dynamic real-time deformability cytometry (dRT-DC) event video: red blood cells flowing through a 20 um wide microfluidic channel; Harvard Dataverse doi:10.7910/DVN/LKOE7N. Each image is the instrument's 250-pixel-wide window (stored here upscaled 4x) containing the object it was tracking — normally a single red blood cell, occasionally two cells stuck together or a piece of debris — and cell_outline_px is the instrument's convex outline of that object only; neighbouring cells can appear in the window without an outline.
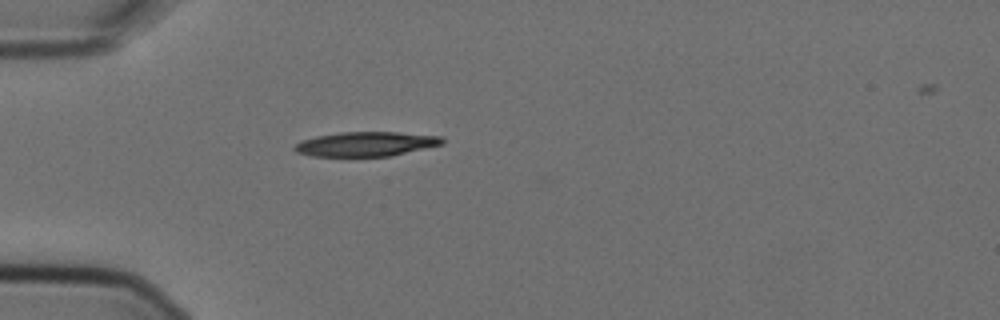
{"species": "Egyptian fruit bat (a non-hibernating species)", "species_latin": "Rousettus aegyptiacus", "temperature_condition": "cold", "stored_images_in_passage": 1, "camera_frame_rate_fps": 3000, "um_per_image_px": 0.085, "animal": {"sex": "female"}, "frame": {"image": 1, "passage_image": 1, "time_ms": 0.0, "image_size_px": [1000, 320], "cell_outline_px": [[444, 144], [388, 156], [312, 156], [296, 152], [292, 148], [300, 140], [316, 136], [340, 132], [400, 132], [444, 136]], "centroid_in_image_um": [31.11, 12.23], "position_along_channel_um": 53.9, "area_um2": 21.15}}